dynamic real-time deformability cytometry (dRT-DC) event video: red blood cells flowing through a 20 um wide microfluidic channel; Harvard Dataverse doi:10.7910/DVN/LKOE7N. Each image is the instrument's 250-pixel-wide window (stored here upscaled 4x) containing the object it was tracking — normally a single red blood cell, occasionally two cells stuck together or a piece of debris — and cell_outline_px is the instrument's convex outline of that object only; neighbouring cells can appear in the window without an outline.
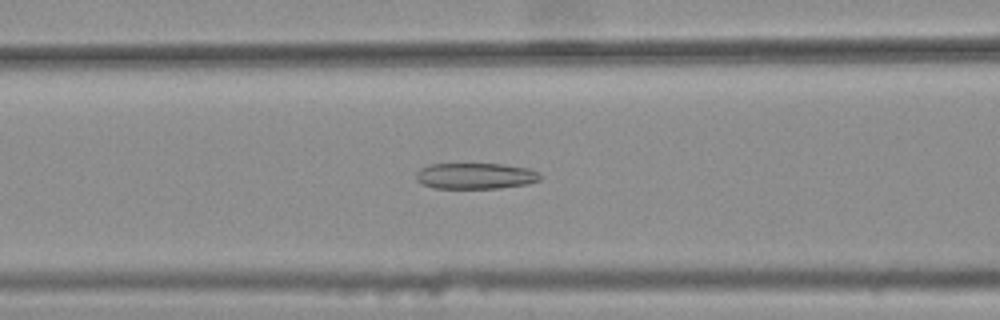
{"species": "common noctule bat (a hibernating species)", "species_latin": "Nyctalus noctula", "temperature_condition": "warm", "stored_images_in_passage": 35, "camera_frame_rate_fps": 3000, "um_per_image_px": 0.085, "animal": {"sex": "female", "body_mass_g": 25.1}, "frame": {"image": 1, "passage_image": 11, "time_ms": 3.333, "image_size_px": [1000, 320], "cell_outline_px": [[540, 180], [528, 184], [500, 188], [432, 188], [420, 184], [416, 180], [416, 172], [420, 168], [428, 164], [500, 164], [528, 168], [540, 172]], "centroid_in_image_um": [40.38, 14.96], "position_along_channel_um": 126.2, "area_um2": 19.02}}
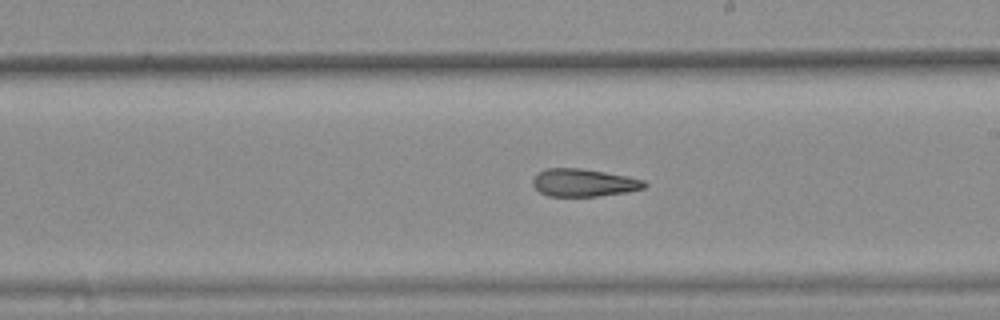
{"frame": {"image": 2, "passage_image": 20, "time_ms": 6.333, "image_size_px": [1000, 320], "cell_outline_px": [[648, 184], [644, 188], [628, 192], [596, 196], [548, 196], [540, 192], [532, 184], [532, 180], [540, 172], [548, 168], [580, 168], [628, 176], [644, 180]], "centroid_in_image_um": [49.64, 15.53], "position_along_channel_um": 239.4, "area_um2": 17.92}}
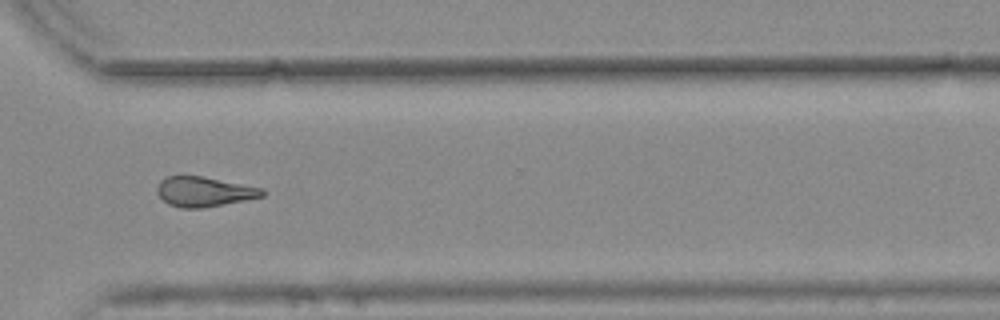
{"frame": {"image": 3, "passage_image": 29, "time_ms": 9.333, "image_size_px": [1000, 320], "cell_outline_px": [[268, 192], [264, 196], [224, 204], [200, 208], [180, 208], [168, 204], [156, 192], [156, 188], [160, 180], [168, 176], [204, 176], [264, 188]], "centroid_in_image_um": [17.37, 16.28], "position_along_channel_um": 353.2, "area_um2": 18.44}, "authors_computed_cell_mechanics": {"area_um2": 18.7272, "velocity_mm_per_s": 3.7813, "shape_relaxation_time_tau1_ms": null, "shape_relaxation_time_tau2_ms": 4.1944, "deformation_change_tau1": null, "deformation_change_tau2": 0.1531}}